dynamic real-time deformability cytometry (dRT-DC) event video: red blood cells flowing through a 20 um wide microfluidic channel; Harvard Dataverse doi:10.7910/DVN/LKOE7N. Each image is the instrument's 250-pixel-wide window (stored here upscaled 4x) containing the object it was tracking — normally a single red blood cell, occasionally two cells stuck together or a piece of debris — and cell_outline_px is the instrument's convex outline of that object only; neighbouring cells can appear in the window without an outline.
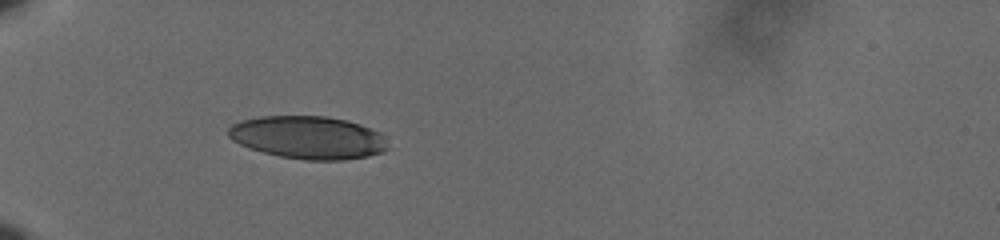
{"species": "human", "species_latin": "Homo sapiens", "temperature_condition": "cold", "stored_images_in_passage": 39, "camera_frame_rate_fps": 3000, "um_per_image_px": 0.085, "donor": {"sex": "male"}, "frame": {"image": 1, "passage_image": 1, "time_ms": 0.0, "image_size_px": [1000, 240], "cell_outline_px": [[388, 148], [380, 152], [368, 156], [344, 160], [304, 160], [280, 156], [264, 152], [240, 144], [232, 140], [228, 136], [228, 128], [232, 124], [240, 120], [260, 116], [328, 116], [348, 120], [360, 124], [380, 132]], "centroid_in_image_um": [26.17, 11.67], "position_along_channel_um": 58.8, "area_um2": 39.77}}
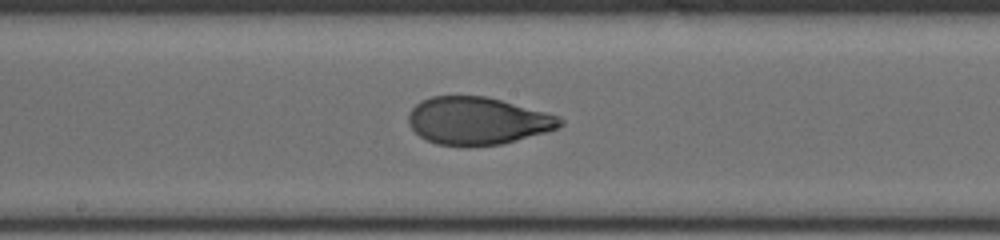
{"frame": {"image": 2, "passage_image": 15, "time_ms": 4.667, "image_size_px": [1000, 240], "cell_outline_px": [[564, 124], [560, 128], [516, 140], [500, 144], [468, 148], [436, 144], [420, 136], [408, 124], [408, 112], [420, 100], [432, 96], [484, 96], [500, 100], [560, 116], [564, 120]], "centroid_in_image_um": [40.58, 10.29], "position_along_channel_um": 207.6, "area_um2": 42.31}}
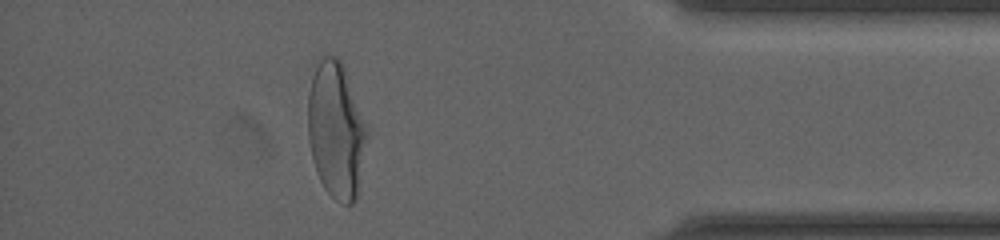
{"frame": {"image": 3, "passage_image": 34, "time_ms": 11.0, "image_size_px": [1000, 240], "cell_outline_px": [[368, 136], [356, 200], [352, 204], [344, 204], [336, 200], [324, 188], [316, 172], [312, 160], [308, 140], [308, 92], [312, 76], [320, 60], [324, 56], [336, 56], [340, 60], [368, 132]], "centroid_in_image_um": [28.54, 11.13], "position_along_channel_um": 406.7, "area_um2": 46.24}, "authors_computed_cell_mechanics": {"area_um2": 42.5408, "velocity_mm_per_s": 3.5881, "shape_relaxation_time_tau1_ms": 4.8729, "shape_relaxation_time_tau2_ms": 0.8494, "deformation_change_tau1": 0.2034, "deformation_change_tau2": 0.06}}